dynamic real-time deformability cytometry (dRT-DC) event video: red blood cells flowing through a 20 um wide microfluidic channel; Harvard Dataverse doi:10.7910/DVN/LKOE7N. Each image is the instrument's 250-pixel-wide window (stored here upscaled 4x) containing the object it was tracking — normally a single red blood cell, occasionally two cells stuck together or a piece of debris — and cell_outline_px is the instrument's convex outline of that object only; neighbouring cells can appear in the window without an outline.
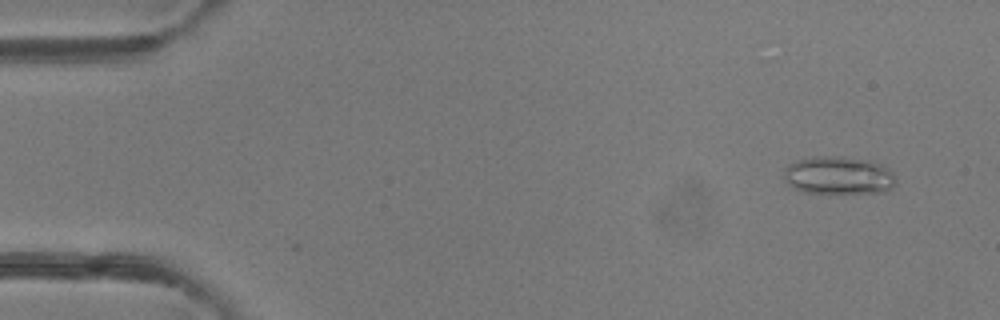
{"species": "common noctule bat (a hibernating species)", "species_latin": "Nyctalus noctula", "temperature_condition": "room temperature", "stored_images_in_passage": 49, "camera_frame_rate_fps": 3000, "um_per_image_px": 0.085, "animal": {"sex": "female"}, "frame": {"image": 1, "passage_image": 4, "time_ms": 1.0, "image_size_px": [1000, 320], "cell_outline_px": [[896, 184], [892, 188], [884, 192], [804, 192], [788, 184], [784, 180], [784, 168], [788, 164], [796, 160], [816, 156], [840, 156], [868, 160], [880, 164], [888, 168], [892, 172], [896, 180]], "centroid_in_image_um": [71.27, 14.89], "position_along_channel_um": 13.7, "area_um2": 24.68}}
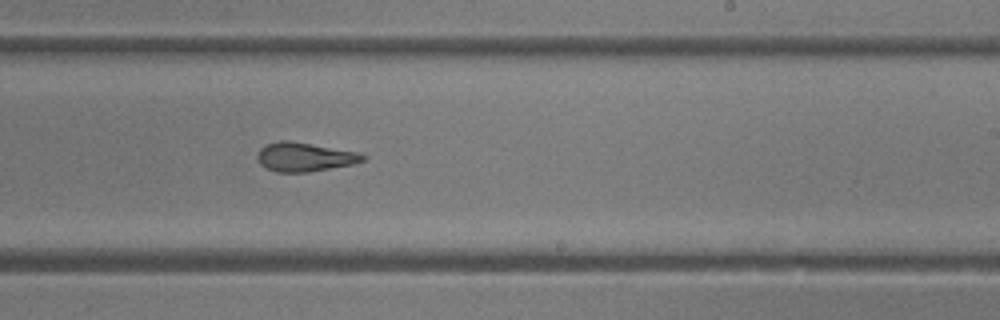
{"frame": {"image": 2, "passage_image": 30, "time_ms": 9.667, "image_size_px": [1000, 320], "cell_outline_px": [[368, 156], [364, 160], [352, 164], [308, 172], [276, 172], [260, 164], [256, 156], [260, 148], [268, 144], [280, 140], [288, 140], [360, 152]], "centroid_in_image_um": [25.9, 13.33], "position_along_channel_um": 263.1, "area_um2": 17.74}}
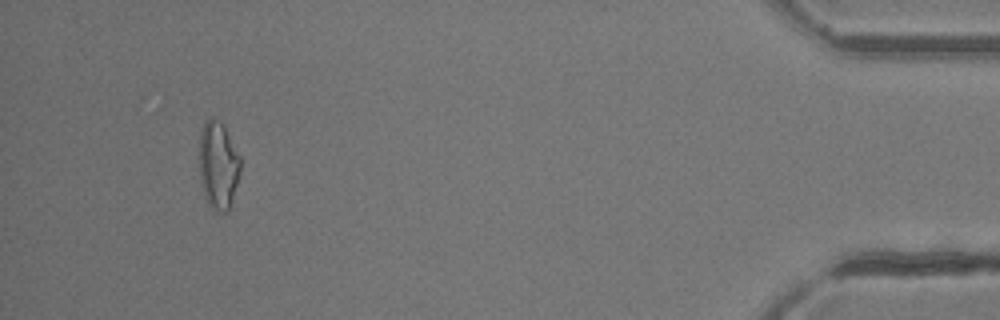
{"frame": {"image": 3, "passage_image": 46, "time_ms": 15.0, "image_size_px": [1000, 320], "cell_outline_px": [[240, 172], [228, 212], [220, 212], [212, 208], [208, 204], [204, 196], [200, 180], [200, 132], [204, 120], [208, 116], [212, 116], [220, 120], [224, 124], [240, 156]], "centroid_in_image_um": [18.54, 13.98], "position_along_channel_um": 416.7, "area_um2": 21.27}, "authors_computed_cell_mechanics": {"area_um2": 18.9006, "velocity_mm_per_s": 4.249, "shape_relaxation_time_tau1_ms": 9.7078, "shape_relaxation_time_tau2_ms": 2.3889, "deformation_change_tau1": 0.2676, "deformation_change_tau2": 0.1259}}